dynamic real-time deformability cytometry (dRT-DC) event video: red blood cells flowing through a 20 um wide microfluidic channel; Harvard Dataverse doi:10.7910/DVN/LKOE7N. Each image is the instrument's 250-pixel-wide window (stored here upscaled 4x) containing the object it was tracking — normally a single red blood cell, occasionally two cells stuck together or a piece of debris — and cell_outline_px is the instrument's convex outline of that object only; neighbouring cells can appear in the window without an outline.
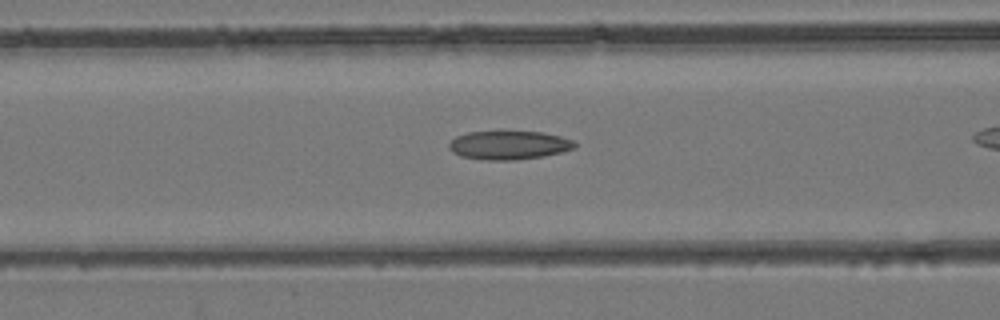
{"species": "common noctule bat (a hibernating species)", "species_latin": "Nyctalus noctula", "temperature_condition": "room temperature", "stored_images_in_passage": 31, "camera_frame_rate_fps": 3000, "um_per_image_px": 0.085, "animal": {"sex": "female", "body_mass_g": 24.6, "forearm_length_mm": 56.2}, "frame": {"image": 1, "passage_image": 14, "time_ms": 4.333, "image_size_px": [1000, 320], "cell_outline_px": [[576, 144], [572, 148], [560, 152], [544, 156], [516, 160], [484, 160], [460, 156], [452, 152], [448, 148], [448, 144], [456, 136], [468, 132], [500, 128], [544, 132], [560, 136], [572, 140]], "centroid_in_image_um": [43.19, 12.28], "position_along_channel_um": 123.4, "area_um2": 21.96}}
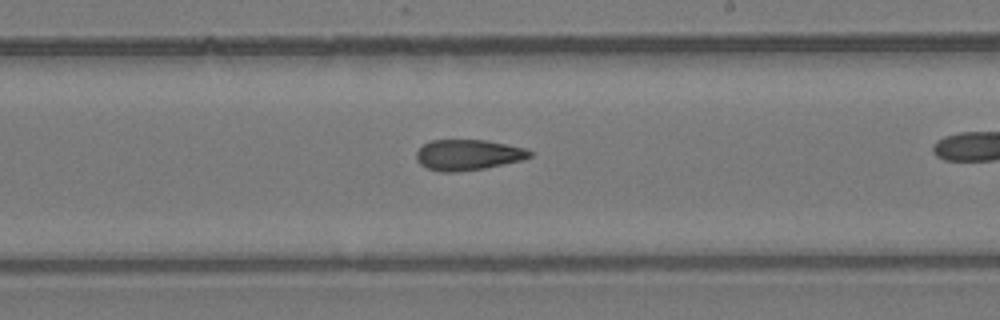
{"frame": {"image": 2, "passage_image": 22, "time_ms": 7.0, "image_size_px": [1000, 320], "cell_outline_px": [[532, 156], [524, 160], [484, 168], [456, 172], [440, 172], [428, 168], [420, 164], [416, 160], [416, 152], [424, 144], [432, 140], [484, 140], [508, 144], [524, 148], [532, 152]], "centroid_in_image_um": [39.79, 13.16], "position_along_channel_um": 249.2, "area_um2": 20.29}}
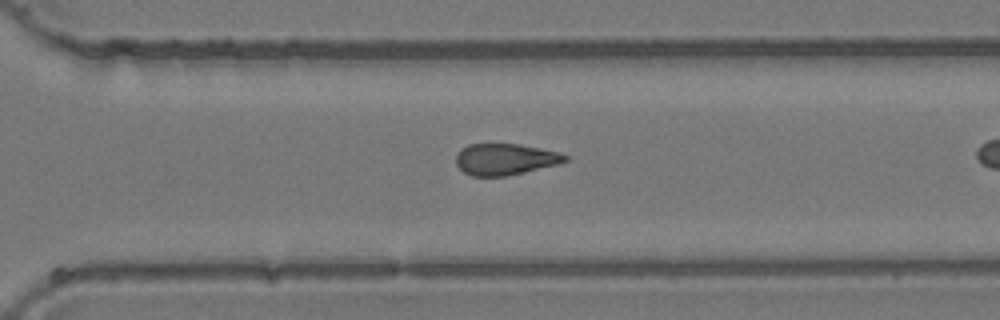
{"frame": {"image": 3, "passage_image": 27, "time_ms": 8.667, "image_size_px": [1000, 320], "cell_outline_px": [[568, 160], [560, 164], [508, 176], [472, 176], [464, 172], [456, 164], [456, 156], [460, 148], [468, 144], [520, 144], [556, 152], [568, 156]], "centroid_in_image_um": [42.92, 13.54], "position_along_channel_um": 327.7, "area_um2": 20.0}}